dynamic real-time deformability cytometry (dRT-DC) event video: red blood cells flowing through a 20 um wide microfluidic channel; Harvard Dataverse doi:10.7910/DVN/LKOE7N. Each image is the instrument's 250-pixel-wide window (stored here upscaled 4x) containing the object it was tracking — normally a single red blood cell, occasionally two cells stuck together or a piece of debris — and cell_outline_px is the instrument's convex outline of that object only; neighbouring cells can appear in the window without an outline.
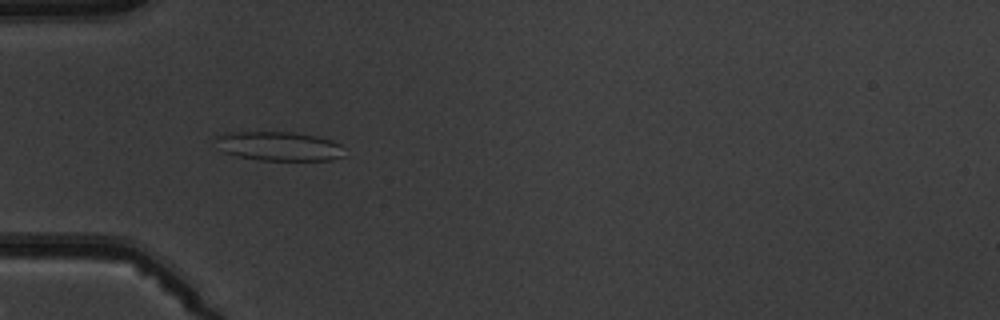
{"species": "common noctule bat (a hibernating species)", "species_latin": "Nyctalus noctula", "temperature_condition": "warm", "stored_images_in_passage": 6, "camera_frame_rate_fps": 3000, "um_per_image_px": 0.085, "animal": {"sex": "male", "body_mass_g": 19.5, "forearm_length_mm": 54.6}, "frame": {"image": 1, "passage_image": 5, "time_ms": 4.667, "image_size_px": [1000, 320], "cell_outline_px": [[344, 156], [332, 160], [260, 160], [236, 156], [224, 152], [216, 148], [216, 136], [224, 132], [292, 132], [316, 136], [332, 140], [340, 144]], "centroid_in_image_um": [23.66, 12.42], "position_along_channel_um": 61.3, "area_um2": 22.02}}
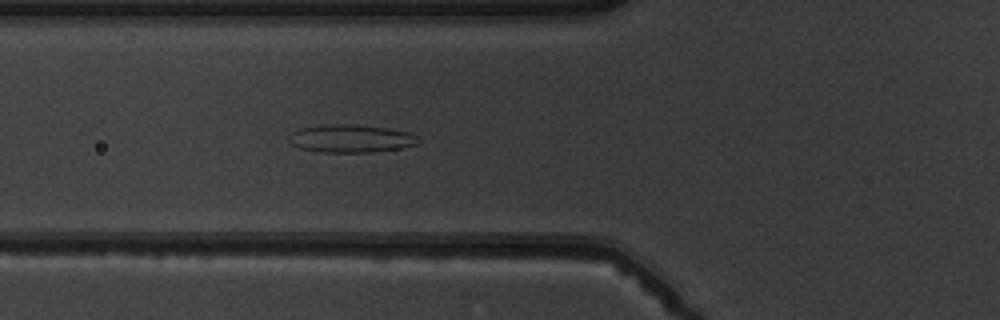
{"frame": {"image": 2, "passage_image": 6, "time_ms": 5.667, "image_size_px": [1000, 320], "cell_outline_px": [[420, 140], [416, 144], [404, 148], [372, 152], [324, 152], [300, 148], [292, 144], [288, 140], [288, 136], [292, 132], [300, 128], [328, 124], [356, 124], [388, 128], [408, 132], [416, 136]], "centroid_in_image_um": [29.83, 11.77], "position_along_channel_um": 96.0, "area_um2": 21.1}}